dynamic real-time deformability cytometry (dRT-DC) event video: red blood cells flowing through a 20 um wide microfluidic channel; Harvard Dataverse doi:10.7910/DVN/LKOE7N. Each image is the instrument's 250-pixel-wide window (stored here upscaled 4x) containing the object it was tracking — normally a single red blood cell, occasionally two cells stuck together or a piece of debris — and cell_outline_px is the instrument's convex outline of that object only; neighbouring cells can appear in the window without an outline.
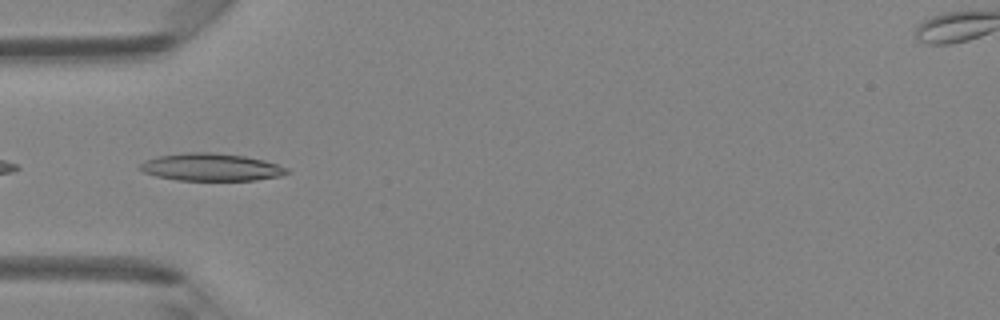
{"species": "Egyptian fruit bat (a non-hibernating species)", "species_latin": "Rousettus aegyptiacus", "temperature_condition": "room temperature", "stored_images_in_passage": 20, "segment_of_instrument_passage": [2, 2], "camera_frame_rate_fps": 3000, "um_per_image_px": 0.085, "animal": {"sex": "female"}, "frame": {"image": 1, "passage_image": 17, "time_ms": 5.333, "image_size_px": [1000, 320], "cell_outline_px": [[284, 172], [272, 176], [248, 180], [188, 180], [164, 176], [152, 172], [168, 156], [236, 156], [256, 160], [272, 164]], "centroid_in_image_um": [18.3, 14.3], "position_along_channel_um": 66.7, "area_um2": 18.21}}